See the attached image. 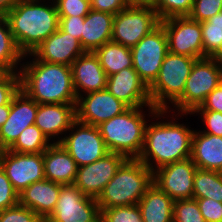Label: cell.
<instances>
[{"label": "cell", "mask_w": 222, "mask_h": 222, "mask_svg": "<svg viewBox=\"0 0 222 222\" xmlns=\"http://www.w3.org/2000/svg\"><path fill=\"white\" fill-rule=\"evenodd\" d=\"M190 158L198 169L222 172V136L194 129Z\"/></svg>", "instance_id": "cb8c5ba5"}, {"label": "cell", "mask_w": 222, "mask_h": 222, "mask_svg": "<svg viewBox=\"0 0 222 222\" xmlns=\"http://www.w3.org/2000/svg\"><path fill=\"white\" fill-rule=\"evenodd\" d=\"M66 134L59 143L78 167L91 164L109 153L97 126L76 119Z\"/></svg>", "instance_id": "30bf717a"}, {"label": "cell", "mask_w": 222, "mask_h": 222, "mask_svg": "<svg viewBox=\"0 0 222 222\" xmlns=\"http://www.w3.org/2000/svg\"><path fill=\"white\" fill-rule=\"evenodd\" d=\"M101 211L95 198L85 196L74 184L61 185L59 198L44 222H100Z\"/></svg>", "instance_id": "8fae6325"}, {"label": "cell", "mask_w": 222, "mask_h": 222, "mask_svg": "<svg viewBox=\"0 0 222 222\" xmlns=\"http://www.w3.org/2000/svg\"><path fill=\"white\" fill-rule=\"evenodd\" d=\"M61 184L43 179L28 186L19 194V203L30 208L43 221L53 212L59 198Z\"/></svg>", "instance_id": "7402d4cb"}, {"label": "cell", "mask_w": 222, "mask_h": 222, "mask_svg": "<svg viewBox=\"0 0 222 222\" xmlns=\"http://www.w3.org/2000/svg\"><path fill=\"white\" fill-rule=\"evenodd\" d=\"M59 17H85L91 10L90 0H53Z\"/></svg>", "instance_id": "d590c367"}, {"label": "cell", "mask_w": 222, "mask_h": 222, "mask_svg": "<svg viewBox=\"0 0 222 222\" xmlns=\"http://www.w3.org/2000/svg\"><path fill=\"white\" fill-rule=\"evenodd\" d=\"M193 2L194 0H159L158 17L162 21L172 17L188 16Z\"/></svg>", "instance_id": "836d02e7"}, {"label": "cell", "mask_w": 222, "mask_h": 222, "mask_svg": "<svg viewBox=\"0 0 222 222\" xmlns=\"http://www.w3.org/2000/svg\"><path fill=\"white\" fill-rule=\"evenodd\" d=\"M37 110L38 103L20 89L11 101L9 117L0 127V150L8 149L25 128L35 123Z\"/></svg>", "instance_id": "e0dca14e"}, {"label": "cell", "mask_w": 222, "mask_h": 222, "mask_svg": "<svg viewBox=\"0 0 222 222\" xmlns=\"http://www.w3.org/2000/svg\"><path fill=\"white\" fill-rule=\"evenodd\" d=\"M49 1L18 0L5 14L17 47L24 55L32 53L59 28L55 3Z\"/></svg>", "instance_id": "3957f363"}, {"label": "cell", "mask_w": 222, "mask_h": 222, "mask_svg": "<svg viewBox=\"0 0 222 222\" xmlns=\"http://www.w3.org/2000/svg\"><path fill=\"white\" fill-rule=\"evenodd\" d=\"M91 9L116 15L131 6L130 0H90Z\"/></svg>", "instance_id": "b9f144b4"}, {"label": "cell", "mask_w": 222, "mask_h": 222, "mask_svg": "<svg viewBox=\"0 0 222 222\" xmlns=\"http://www.w3.org/2000/svg\"><path fill=\"white\" fill-rule=\"evenodd\" d=\"M100 211V222H143L138 204L113 207Z\"/></svg>", "instance_id": "d6a6232c"}, {"label": "cell", "mask_w": 222, "mask_h": 222, "mask_svg": "<svg viewBox=\"0 0 222 222\" xmlns=\"http://www.w3.org/2000/svg\"><path fill=\"white\" fill-rule=\"evenodd\" d=\"M132 6L152 8L158 15V2L159 0H130Z\"/></svg>", "instance_id": "f6af8a7d"}, {"label": "cell", "mask_w": 222, "mask_h": 222, "mask_svg": "<svg viewBox=\"0 0 222 222\" xmlns=\"http://www.w3.org/2000/svg\"><path fill=\"white\" fill-rule=\"evenodd\" d=\"M173 222H206L200 212L197 200H174Z\"/></svg>", "instance_id": "1f68e13d"}, {"label": "cell", "mask_w": 222, "mask_h": 222, "mask_svg": "<svg viewBox=\"0 0 222 222\" xmlns=\"http://www.w3.org/2000/svg\"><path fill=\"white\" fill-rule=\"evenodd\" d=\"M10 114V105L0 106V127L6 122Z\"/></svg>", "instance_id": "7dc6e473"}, {"label": "cell", "mask_w": 222, "mask_h": 222, "mask_svg": "<svg viewBox=\"0 0 222 222\" xmlns=\"http://www.w3.org/2000/svg\"><path fill=\"white\" fill-rule=\"evenodd\" d=\"M222 12V0H194L189 18L204 22Z\"/></svg>", "instance_id": "e575fe53"}, {"label": "cell", "mask_w": 222, "mask_h": 222, "mask_svg": "<svg viewBox=\"0 0 222 222\" xmlns=\"http://www.w3.org/2000/svg\"><path fill=\"white\" fill-rule=\"evenodd\" d=\"M193 198H210L222 203V172L197 168Z\"/></svg>", "instance_id": "83f0119b"}, {"label": "cell", "mask_w": 222, "mask_h": 222, "mask_svg": "<svg viewBox=\"0 0 222 222\" xmlns=\"http://www.w3.org/2000/svg\"><path fill=\"white\" fill-rule=\"evenodd\" d=\"M52 142L35 125L28 126L8 150L18 153H43Z\"/></svg>", "instance_id": "f546056e"}, {"label": "cell", "mask_w": 222, "mask_h": 222, "mask_svg": "<svg viewBox=\"0 0 222 222\" xmlns=\"http://www.w3.org/2000/svg\"><path fill=\"white\" fill-rule=\"evenodd\" d=\"M194 110H210L222 113V82L208 94L201 106Z\"/></svg>", "instance_id": "ee69618b"}, {"label": "cell", "mask_w": 222, "mask_h": 222, "mask_svg": "<svg viewBox=\"0 0 222 222\" xmlns=\"http://www.w3.org/2000/svg\"><path fill=\"white\" fill-rule=\"evenodd\" d=\"M196 60L186 55L167 53L157 78L149 86L153 107L167 110L183 94L186 80Z\"/></svg>", "instance_id": "8992f818"}, {"label": "cell", "mask_w": 222, "mask_h": 222, "mask_svg": "<svg viewBox=\"0 0 222 222\" xmlns=\"http://www.w3.org/2000/svg\"><path fill=\"white\" fill-rule=\"evenodd\" d=\"M129 108L127 104L116 99L105 88L77 98L76 119L85 124L98 126L102 122L124 113Z\"/></svg>", "instance_id": "2e32d148"}, {"label": "cell", "mask_w": 222, "mask_h": 222, "mask_svg": "<svg viewBox=\"0 0 222 222\" xmlns=\"http://www.w3.org/2000/svg\"><path fill=\"white\" fill-rule=\"evenodd\" d=\"M94 53L98 56L107 76L118 73L124 68L133 67L131 49L122 44L110 41Z\"/></svg>", "instance_id": "4316f807"}, {"label": "cell", "mask_w": 222, "mask_h": 222, "mask_svg": "<svg viewBox=\"0 0 222 222\" xmlns=\"http://www.w3.org/2000/svg\"><path fill=\"white\" fill-rule=\"evenodd\" d=\"M75 120L76 104H38L34 124L50 142L59 143Z\"/></svg>", "instance_id": "ffe728a7"}, {"label": "cell", "mask_w": 222, "mask_h": 222, "mask_svg": "<svg viewBox=\"0 0 222 222\" xmlns=\"http://www.w3.org/2000/svg\"><path fill=\"white\" fill-rule=\"evenodd\" d=\"M145 107L153 106L130 107L97 126L109 152L121 154L127 159H138L149 121L147 112L143 111Z\"/></svg>", "instance_id": "277c9868"}, {"label": "cell", "mask_w": 222, "mask_h": 222, "mask_svg": "<svg viewBox=\"0 0 222 222\" xmlns=\"http://www.w3.org/2000/svg\"><path fill=\"white\" fill-rule=\"evenodd\" d=\"M206 222H222V203L210 198H194Z\"/></svg>", "instance_id": "60d3db41"}, {"label": "cell", "mask_w": 222, "mask_h": 222, "mask_svg": "<svg viewBox=\"0 0 222 222\" xmlns=\"http://www.w3.org/2000/svg\"><path fill=\"white\" fill-rule=\"evenodd\" d=\"M0 222H44L30 208L20 203L0 211Z\"/></svg>", "instance_id": "8d00e7d4"}, {"label": "cell", "mask_w": 222, "mask_h": 222, "mask_svg": "<svg viewBox=\"0 0 222 222\" xmlns=\"http://www.w3.org/2000/svg\"><path fill=\"white\" fill-rule=\"evenodd\" d=\"M73 85L77 98L106 88L108 76L94 52H85L71 64Z\"/></svg>", "instance_id": "44dd1931"}, {"label": "cell", "mask_w": 222, "mask_h": 222, "mask_svg": "<svg viewBox=\"0 0 222 222\" xmlns=\"http://www.w3.org/2000/svg\"><path fill=\"white\" fill-rule=\"evenodd\" d=\"M43 162L45 179L61 185L74 184L78 166L60 143H52L43 152Z\"/></svg>", "instance_id": "603a6c76"}, {"label": "cell", "mask_w": 222, "mask_h": 222, "mask_svg": "<svg viewBox=\"0 0 222 222\" xmlns=\"http://www.w3.org/2000/svg\"><path fill=\"white\" fill-rule=\"evenodd\" d=\"M24 54L19 50L5 15L0 19V63L12 72H19ZM20 64V65H19Z\"/></svg>", "instance_id": "f1b7e54d"}, {"label": "cell", "mask_w": 222, "mask_h": 222, "mask_svg": "<svg viewBox=\"0 0 222 222\" xmlns=\"http://www.w3.org/2000/svg\"><path fill=\"white\" fill-rule=\"evenodd\" d=\"M83 53L85 51L80 40L58 28L31 54L40 61L71 66L73 61Z\"/></svg>", "instance_id": "d6986e66"}, {"label": "cell", "mask_w": 222, "mask_h": 222, "mask_svg": "<svg viewBox=\"0 0 222 222\" xmlns=\"http://www.w3.org/2000/svg\"><path fill=\"white\" fill-rule=\"evenodd\" d=\"M203 58L211 57L222 43V12L201 22Z\"/></svg>", "instance_id": "4dcf8cb0"}, {"label": "cell", "mask_w": 222, "mask_h": 222, "mask_svg": "<svg viewBox=\"0 0 222 222\" xmlns=\"http://www.w3.org/2000/svg\"><path fill=\"white\" fill-rule=\"evenodd\" d=\"M159 24L154 9L128 6L114 16L111 41L131 48Z\"/></svg>", "instance_id": "9c48e42d"}, {"label": "cell", "mask_w": 222, "mask_h": 222, "mask_svg": "<svg viewBox=\"0 0 222 222\" xmlns=\"http://www.w3.org/2000/svg\"><path fill=\"white\" fill-rule=\"evenodd\" d=\"M106 89L129 107L152 106L149 87L133 67L108 76Z\"/></svg>", "instance_id": "ac0fdd59"}, {"label": "cell", "mask_w": 222, "mask_h": 222, "mask_svg": "<svg viewBox=\"0 0 222 222\" xmlns=\"http://www.w3.org/2000/svg\"><path fill=\"white\" fill-rule=\"evenodd\" d=\"M19 203V194L0 165V211L13 207Z\"/></svg>", "instance_id": "f35d334b"}, {"label": "cell", "mask_w": 222, "mask_h": 222, "mask_svg": "<svg viewBox=\"0 0 222 222\" xmlns=\"http://www.w3.org/2000/svg\"><path fill=\"white\" fill-rule=\"evenodd\" d=\"M29 60L27 61V59ZM20 67V89L38 104H76L71 66L47 63L31 53Z\"/></svg>", "instance_id": "7a4b0ae2"}, {"label": "cell", "mask_w": 222, "mask_h": 222, "mask_svg": "<svg viewBox=\"0 0 222 222\" xmlns=\"http://www.w3.org/2000/svg\"><path fill=\"white\" fill-rule=\"evenodd\" d=\"M146 111H148V118L162 119L161 121L154 120L156 122L152 123L148 121L145 128L143 149L138 160L154 172L165 165L190 158L194 130L193 128L190 129L188 124H181L177 121L189 113L174 114L169 110H158L155 107H148ZM169 113H172L170 114L172 116L168 115ZM166 116H170L172 119L168 120ZM179 116L180 119H178Z\"/></svg>", "instance_id": "6da1fadb"}, {"label": "cell", "mask_w": 222, "mask_h": 222, "mask_svg": "<svg viewBox=\"0 0 222 222\" xmlns=\"http://www.w3.org/2000/svg\"><path fill=\"white\" fill-rule=\"evenodd\" d=\"M4 16V14L2 12H0V19Z\"/></svg>", "instance_id": "f907efd6"}, {"label": "cell", "mask_w": 222, "mask_h": 222, "mask_svg": "<svg viewBox=\"0 0 222 222\" xmlns=\"http://www.w3.org/2000/svg\"><path fill=\"white\" fill-rule=\"evenodd\" d=\"M20 90L19 72H11L2 82H0V106L10 105L13 97Z\"/></svg>", "instance_id": "ab89813d"}, {"label": "cell", "mask_w": 222, "mask_h": 222, "mask_svg": "<svg viewBox=\"0 0 222 222\" xmlns=\"http://www.w3.org/2000/svg\"><path fill=\"white\" fill-rule=\"evenodd\" d=\"M221 82L222 66L211 57L197 59L186 80L183 94L167 110L190 114L201 106L208 94Z\"/></svg>", "instance_id": "52a82bcc"}, {"label": "cell", "mask_w": 222, "mask_h": 222, "mask_svg": "<svg viewBox=\"0 0 222 222\" xmlns=\"http://www.w3.org/2000/svg\"><path fill=\"white\" fill-rule=\"evenodd\" d=\"M197 166L187 158L160 167L153 172V183L173 200L193 198Z\"/></svg>", "instance_id": "9a60e30c"}, {"label": "cell", "mask_w": 222, "mask_h": 222, "mask_svg": "<svg viewBox=\"0 0 222 222\" xmlns=\"http://www.w3.org/2000/svg\"><path fill=\"white\" fill-rule=\"evenodd\" d=\"M196 114L201 117L205 129L200 132L211 134L214 136H222V113L210 110H193L190 116ZM195 114V115H194Z\"/></svg>", "instance_id": "74e56055"}, {"label": "cell", "mask_w": 222, "mask_h": 222, "mask_svg": "<svg viewBox=\"0 0 222 222\" xmlns=\"http://www.w3.org/2000/svg\"><path fill=\"white\" fill-rule=\"evenodd\" d=\"M160 23L165 30L170 53L203 58L201 22L183 16L168 18Z\"/></svg>", "instance_id": "4fadbf2b"}, {"label": "cell", "mask_w": 222, "mask_h": 222, "mask_svg": "<svg viewBox=\"0 0 222 222\" xmlns=\"http://www.w3.org/2000/svg\"><path fill=\"white\" fill-rule=\"evenodd\" d=\"M220 66H222V43L218 50L211 56Z\"/></svg>", "instance_id": "681fc988"}, {"label": "cell", "mask_w": 222, "mask_h": 222, "mask_svg": "<svg viewBox=\"0 0 222 222\" xmlns=\"http://www.w3.org/2000/svg\"><path fill=\"white\" fill-rule=\"evenodd\" d=\"M153 184V172L138 159H127L96 199L100 210L138 204Z\"/></svg>", "instance_id": "5b68a950"}, {"label": "cell", "mask_w": 222, "mask_h": 222, "mask_svg": "<svg viewBox=\"0 0 222 222\" xmlns=\"http://www.w3.org/2000/svg\"><path fill=\"white\" fill-rule=\"evenodd\" d=\"M82 24H84V17L70 16L59 17V28L71 36L76 37L81 43Z\"/></svg>", "instance_id": "7bdbcfd3"}, {"label": "cell", "mask_w": 222, "mask_h": 222, "mask_svg": "<svg viewBox=\"0 0 222 222\" xmlns=\"http://www.w3.org/2000/svg\"><path fill=\"white\" fill-rule=\"evenodd\" d=\"M126 160L121 154L109 152L91 164L78 167L74 185L85 196L97 199Z\"/></svg>", "instance_id": "5bb4252c"}, {"label": "cell", "mask_w": 222, "mask_h": 222, "mask_svg": "<svg viewBox=\"0 0 222 222\" xmlns=\"http://www.w3.org/2000/svg\"><path fill=\"white\" fill-rule=\"evenodd\" d=\"M17 2L18 0H0V12L5 15L17 4Z\"/></svg>", "instance_id": "bcb514c9"}, {"label": "cell", "mask_w": 222, "mask_h": 222, "mask_svg": "<svg viewBox=\"0 0 222 222\" xmlns=\"http://www.w3.org/2000/svg\"><path fill=\"white\" fill-rule=\"evenodd\" d=\"M133 68L149 87L157 78L168 51L165 30L160 23L131 47Z\"/></svg>", "instance_id": "ba28073f"}, {"label": "cell", "mask_w": 222, "mask_h": 222, "mask_svg": "<svg viewBox=\"0 0 222 222\" xmlns=\"http://www.w3.org/2000/svg\"><path fill=\"white\" fill-rule=\"evenodd\" d=\"M0 165L18 194L32 183L45 179L43 153L0 150Z\"/></svg>", "instance_id": "7c38bea8"}, {"label": "cell", "mask_w": 222, "mask_h": 222, "mask_svg": "<svg viewBox=\"0 0 222 222\" xmlns=\"http://www.w3.org/2000/svg\"><path fill=\"white\" fill-rule=\"evenodd\" d=\"M113 14L91 9L82 24L81 45L85 52H95L111 41Z\"/></svg>", "instance_id": "d4e9b609"}, {"label": "cell", "mask_w": 222, "mask_h": 222, "mask_svg": "<svg viewBox=\"0 0 222 222\" xmlns=\"http://www.w3.org/2000/svg\"><path fill=\"white\" fill-rule=\"evenodd\" d=\"M174 200L154 183L138 202L143 222H173Z\"/></svg>", "instance_id": "484cf974"}, {"label": "cell", "mask_w": 222, "mask_h": 222, "mask_svg": "<svg viewBox=\"0 0 222 222\" xmlns=\"http://www.w3.org/2000/svg\"><path fill=\"white\" fill-rule=\"evenodd\" d=\"M12 71L4 64L0 63V82H2Z\"/></svg>", "instance_id": "c3c4849f"}]
</instances>
